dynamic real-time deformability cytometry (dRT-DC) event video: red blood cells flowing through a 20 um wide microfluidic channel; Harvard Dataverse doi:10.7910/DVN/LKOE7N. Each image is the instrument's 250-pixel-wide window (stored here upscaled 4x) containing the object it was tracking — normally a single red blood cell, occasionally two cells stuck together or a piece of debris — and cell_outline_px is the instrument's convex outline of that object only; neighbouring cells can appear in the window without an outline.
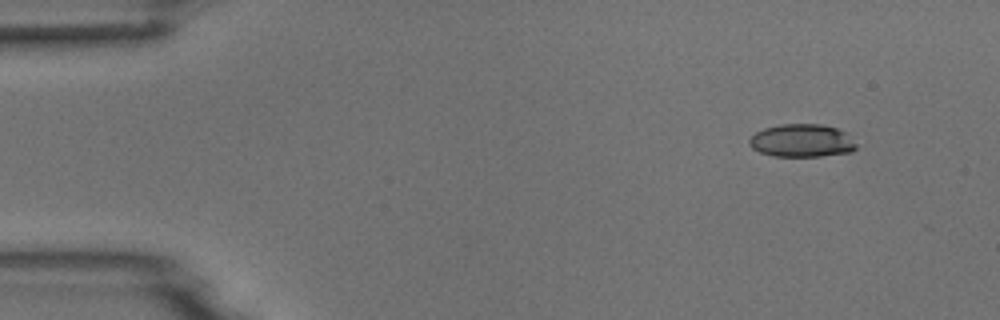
{"species": "common noctule bat (a hibernating species)", "species_latin": "Nyctalus noctula", "temperature_condition": "room temperature", "stored_images_in_passage": 5, "camera_frame_rate_fps": 3000, "um_per_image_px": 0.085, "animal": {"sex": "male", "body_mass_g": 18.8}, "frame": {"image": 1, "passage_image": 2, "time_ms": 0.333, "image_size_px": [1000, 320], "cell_outline_px": [[856, 148], [852, 152], [820, 156], [772, 156], [760, 152], [752, 148], [748, 144], [748, 140], [756, 132], [764, 128], [780, 124], [820, 124], [836, 128], [844, 132], [856, 144]], "centroid_in_image_um": [68.12, 11.96], "position_along_channel_um": 16.9, "area_um2": 20.46}}
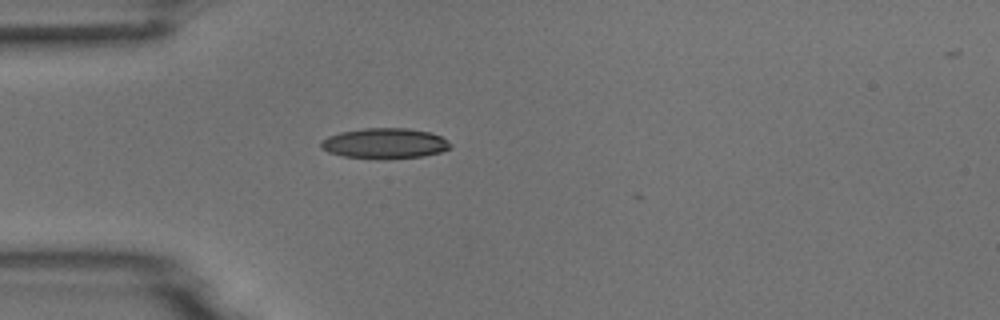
{"frame": {"image": 2, "passage_image": 5, "time_ms": 1.333, "image_size_px": [1000, 320], "cell_outline_px": [[452, 148], [440, 152], [424, 156], [384, 160], [376, 160], [344, 156], [328, 152], [320, 148], [320, 144], [328, 136], [340, 132], [364, 128], [408, 128], [432, 132], [448, 140], [452, 144]], "centroid_in_image_um": [32.74, 12.2], "position_along_channel_um": 52.3, "area_um2": 23.41}}